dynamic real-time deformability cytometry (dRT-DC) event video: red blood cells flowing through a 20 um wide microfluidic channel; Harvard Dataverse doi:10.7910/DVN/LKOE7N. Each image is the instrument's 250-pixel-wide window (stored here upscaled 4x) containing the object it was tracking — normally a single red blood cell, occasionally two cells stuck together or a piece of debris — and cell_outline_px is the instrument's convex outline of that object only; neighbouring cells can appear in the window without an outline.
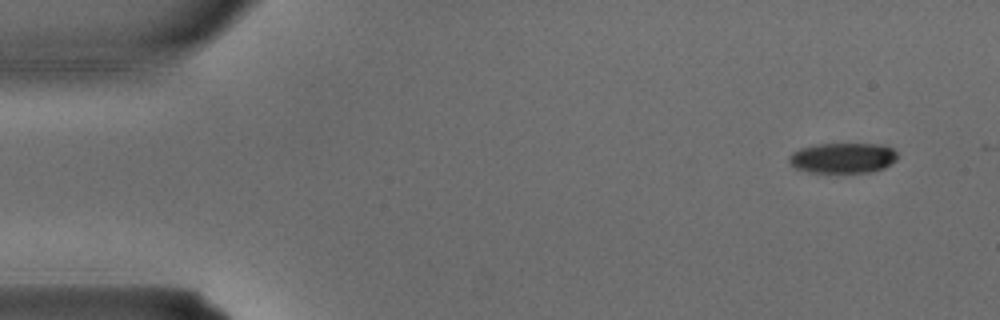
{"species": "common noctule bat (a hibernating species)", "species_latin": "Nyctalus noctula", "temperature_condition": "warm", "stored_images_in_passage": 2, "segment_of_instrument_passage": [2, 2], "camera_frame_rate_fps": 3000, "um_per_image_px": 0.085, "animal": {"sex": "male", "body_mass_g": 15.6}, "frame": {"image": 1, "passage_image": 2, "time_ms": 0.333, "image_size_px": [1000, 320], "cell_outline_px": [[896, 160], [884, 168], [868, 172], [812, 172], [796, 168], [788, 160], [788, 156], [792, 152], [800, 148], [816, 144], [884, 144], [892, 148], [896, 152]], "centroid_in_image_um": [71.64, 13.41], "position_along_channel_um": 13.4, "area_um2": 19.07}}